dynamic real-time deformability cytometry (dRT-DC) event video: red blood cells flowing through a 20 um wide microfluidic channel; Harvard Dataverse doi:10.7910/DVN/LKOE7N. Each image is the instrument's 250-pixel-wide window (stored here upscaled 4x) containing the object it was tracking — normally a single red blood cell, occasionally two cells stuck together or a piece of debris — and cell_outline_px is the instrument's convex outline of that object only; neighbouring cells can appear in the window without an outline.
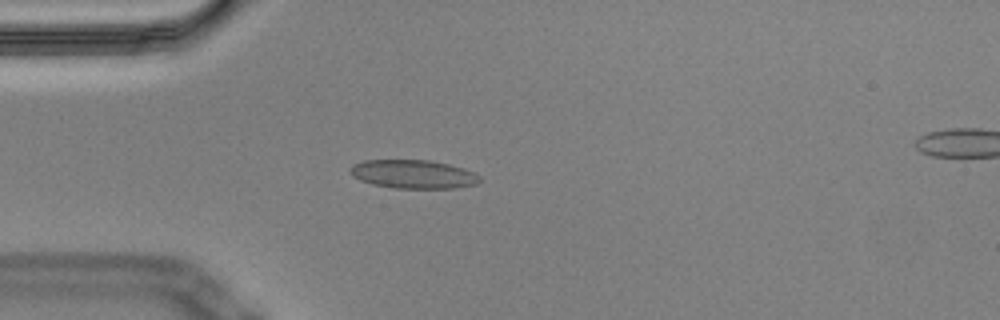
{"species": "Egyptian fruit bat (a non-hibernating species)", "species_latin": "Rousettus aegyptiacus", "temperature_condition": "cold", "stored_images_in_passage": 6, "camera_frame_rate_fps": 3000, "um_per_image_px": 0.085, "animal": {"sex": "male"}, "frame": {"image": 1, "passage_image": 1, "time_ms": 0.0, "image_size_px": [1000, 320], "cell_outline_px": [[480, 180], [476, 184], [456, 188], [396, 188], [372, 184], [360, 180], [352, 176], [348, 168], [352, 164], [364, 160], [432, 160], [464, 168], [476, 172], [480, 176]], "centroid_in_image_um": [35.12, 14.8], "position_along_channel_um": 49.9, "area_um2": 21.79}}